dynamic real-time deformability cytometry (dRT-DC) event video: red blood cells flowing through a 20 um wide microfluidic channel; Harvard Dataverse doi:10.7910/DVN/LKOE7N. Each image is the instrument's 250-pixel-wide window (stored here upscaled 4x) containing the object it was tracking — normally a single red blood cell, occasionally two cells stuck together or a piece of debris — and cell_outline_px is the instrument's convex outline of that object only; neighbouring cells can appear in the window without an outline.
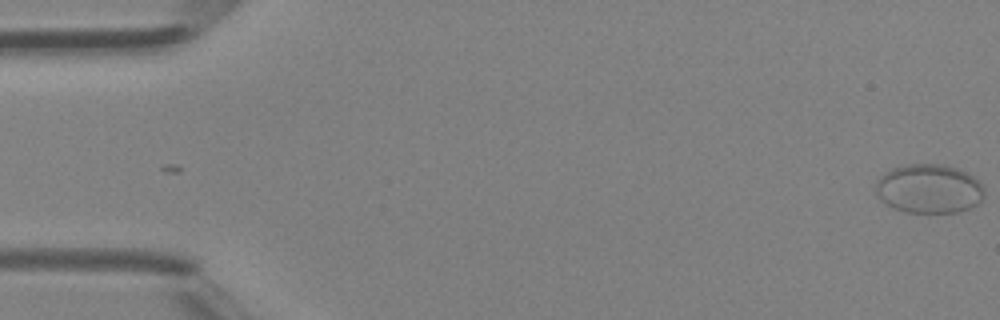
{"species": "Egyptian fruit bat (a non-hibernating species)", "species_latin": "Rousettus aegyptiacus", "temperature_condition": "room temperature", "stored_images_in_passage": 2, "camera_frame_rate_fps": 3000, "um_per_image_px": 0.085, "animal": {"sex": "female"}, "frame": {"image": 1, "passage_image": 2, "time_ms": 0.333, "image_size_px": [1000, 320], "cell_outline_px": [[984, 196], [976, 204], [960, 212], [904, 212], [884, 204], [876, 196], [876, 180], [880, 176], [892, 168], [908, 164], [944, 164], [968, 172], [984, 188]], "centroid_in_image_um": [78.93, 16.04], "position_along_channel_um": 6.1, "area_um2": 31.15}}